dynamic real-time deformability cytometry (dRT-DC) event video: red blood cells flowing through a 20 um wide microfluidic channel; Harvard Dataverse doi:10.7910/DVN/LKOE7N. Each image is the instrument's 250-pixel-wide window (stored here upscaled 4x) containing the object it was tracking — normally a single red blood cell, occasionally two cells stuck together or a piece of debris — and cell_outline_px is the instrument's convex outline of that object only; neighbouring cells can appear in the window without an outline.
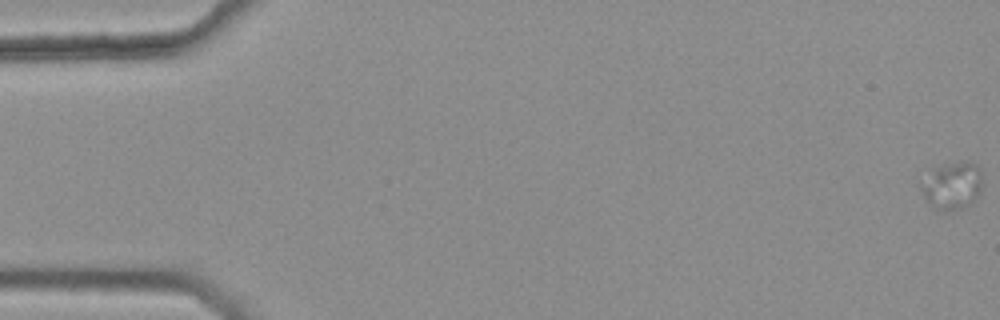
{"species": "common noctule bat (a hibernating species)", "species_latin": "Nyctalus noctula", "temperature_condition": "warm", "stored_images_in_passage": 5, "camera_frame_rate_fps": 3000, "um_per_image_px": 0.085, "animal": {"sex": "female", "body_mass_g": 25.1}, "frame": {"image": 1, "passage_image": 1, "time_ms": 0.0, "image_size_px": [1000, 320], "cell_outline_px": [[980, 188], [976, 196], [964, 208], [944, 212], [932, 208], [920, 192], [920, 188], [932, 168], [952, 164], [976, 164], [980, 168]], "centroid_in_image_um": [80.88, 15.85], "position_along_channel_um": 4.1, "area_um2": 16.3}}